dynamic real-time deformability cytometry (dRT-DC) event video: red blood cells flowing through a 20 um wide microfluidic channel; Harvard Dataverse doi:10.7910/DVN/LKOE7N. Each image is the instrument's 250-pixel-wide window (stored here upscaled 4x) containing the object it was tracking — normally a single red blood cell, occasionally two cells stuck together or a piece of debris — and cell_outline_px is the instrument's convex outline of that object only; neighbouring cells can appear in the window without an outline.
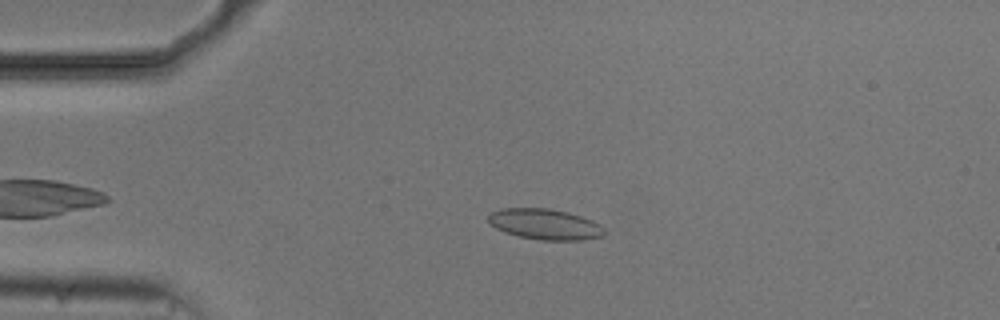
{"species": "common noctule bat (a hibernating species)", "species_latin": "Nyctalus noctula", "temperature_condition": "cold", "stored_images_in_passage": 47, "camera_frame_rate_fps": 3000, "um_per_image_px": 0.085, "animal": {"sex": "male", "body_mass_g": 20.5, "forearm_length_mm": 52.5}, "frame": {"image": 1, "passage_image": 13, "time_ms": 4.0, "image_size_px": [1000, 320], "cell_outline_px": [[604, 236], [584, 240], [540, 240], [520, 236], [504, 232], [496, 228], [488, 220], [488, 216], [492, 212], [504, 208], [548, 208], [568, 212], [592, 220], [600, 224], [604, 228]], "centroid_in_image_um": [46.35, 19.06], "position_along_channel_um": 38.6, "area_um2": 20.69}}
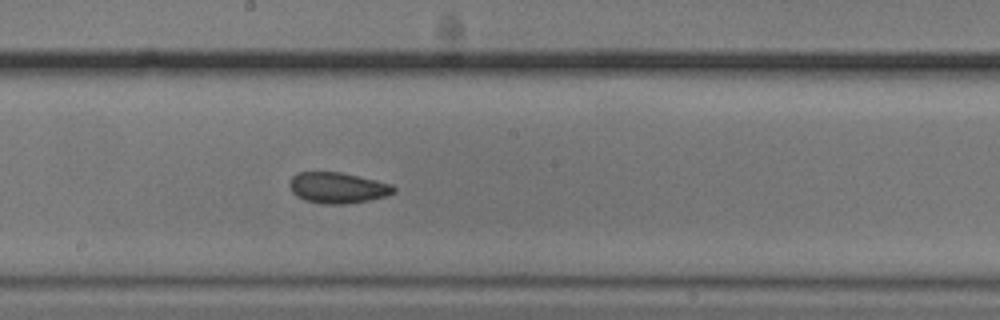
{"frame": {"image": 2, "passage_image": 30, "time_ms": 9.667, "image_size_px": [1000, 320], "cell_outline_px": [[396, 192], [388, 196], [348, 204], [320, 204], [304, 200], [296, 196], [292, 192], [288, 184], [292, 176], [296, 172], [340, 172], [392, 184], [396, 188]], "centroid_in_image_um": [28.68, 15.97], "position_along_channel_um": 219.5, "area_um2": 18.96}}
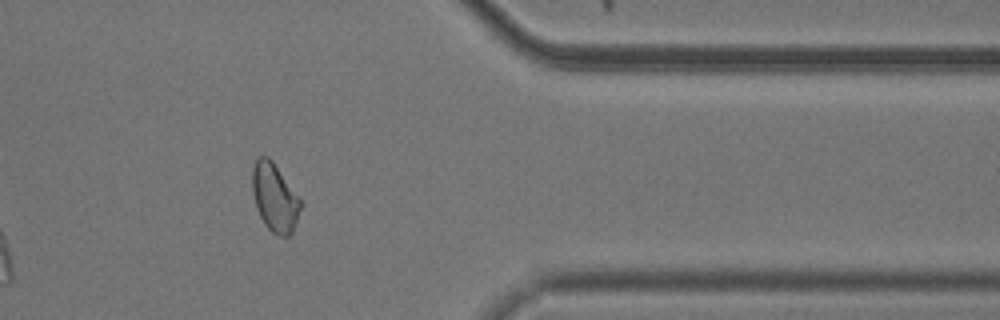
{"frame": {"image": 3, "passage_image": 45, "time_ms": 14.667, "image_size_px": [1000, 320], "cell_outline_px": [[300, 208], [292, 232], [288, 236], [280, 236], [272, 232], [264, 224], [256, 208], [252, 192], [252, 168], [256, 156], [268, 156], [272, 160], [300, 196]], "centroid_in_image_um": [23.32, 16.74], "position_along_channel_um": 388.1, "area_um2": 19.31}, "authors_computed_cell_mechanics": {"area_um2": 19.4208, "velocity_mm_per_s": 3.7034, "shape_relaxation_time_tau1_ms": 11.0081, "shape_relaxation_time_tau2_ms": 1.8139, "deformation_change_tau1": 0.1502, "deformation_change_tau2": 0.0531}}